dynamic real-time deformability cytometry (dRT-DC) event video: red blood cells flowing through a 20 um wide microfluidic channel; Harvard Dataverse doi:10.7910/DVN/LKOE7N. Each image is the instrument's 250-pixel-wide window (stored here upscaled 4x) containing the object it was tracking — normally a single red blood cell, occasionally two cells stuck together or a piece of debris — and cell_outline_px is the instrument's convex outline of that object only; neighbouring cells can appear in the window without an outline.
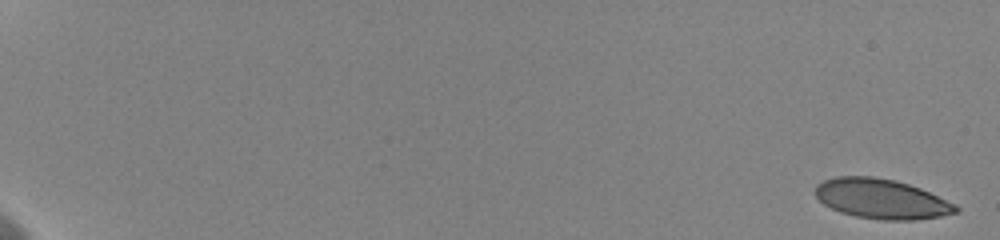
{"species": "human", "species_latin": "Homo sapiens", "temperature_condition": "cold", "stored_images_in_passage": 45, "camera_frame_rate_fps": 3000, "um_per_image_px": 0.085, "donor": {"sex": "female"}, "frame": {"image": 1, "passage_image": 1, "time_ms": 0.0, "image_size_px": [1000, 240], "cell_outline_px": [[960, 212], [940, 216], [916, 220], [880, 220], [856, 216], [840, 212], [824, 204], [816, 196], [816, 184], [824, 180], [836, 176], [872, 176], [896, 180], [920, 188], [956, 204], [960, 208]], "centroid_in_image_um": [74.95, 16.9], "position_along_channel_um": 10.1, "area_um2": 32.66}}
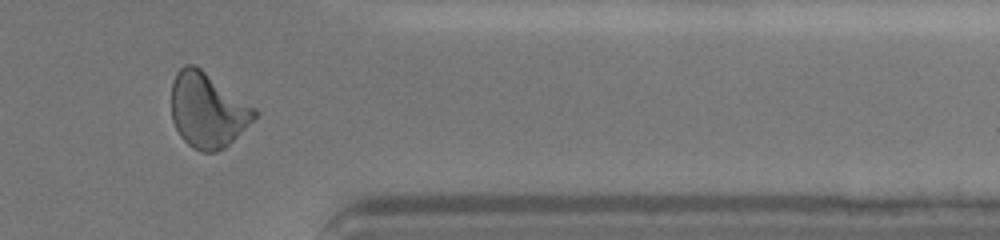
{"frame": {"image": 2, "passage_image": 42, "time_ms": 16.667, "image_size_px": [1000, 240], "cell_outline_px": [[260, 112], [224, 148], [216, 152], [204, 152], [192, 148], [180, 136], [172, 120], [172, 80], [176, 72], [184, 64], [196, 64], [256, 108]], "centroid_in_image_um": [17.62, 9.34], "position_along_channel_um": 393.8, "area_um2": 36.24}}
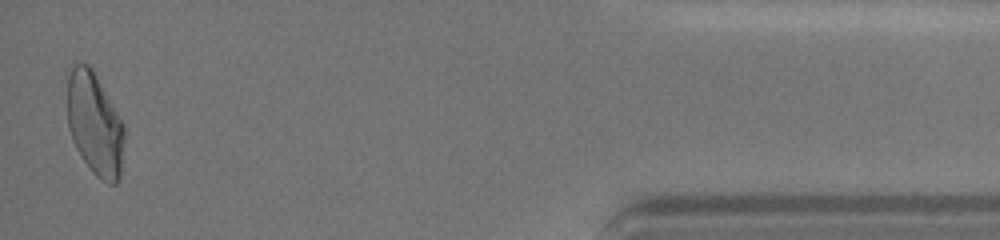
{"frame": {"image": 3, "passage_image": 45, "time_ms": 19.0, "image_size_px": [1000, 240], "cell_outline_px": [[124, 140], [120, 176], [116, 184], [108, 184], [100, 180], [92, 172], [80, 156], [72, 140], [68, 128], [68, 76], [72, 60], [88, 64], [92, 68], [124, 124]], "centroid_in_image_um": [8.04, 10.53], "position_along_channel_um": 427.2, "area_um2": 34.51}, "authors_computed_cell_mechanics": {"area_um2": 34.68, "velocity_mm_per_s": 3.6274, "shape_relaxation_time_tau1_ms": 6.5874, "shape_relaxation_time_tau2_ms": 1.167, "deformation_change_tau1": 0.1889, "deformation_change_tau2": 0.0839}}